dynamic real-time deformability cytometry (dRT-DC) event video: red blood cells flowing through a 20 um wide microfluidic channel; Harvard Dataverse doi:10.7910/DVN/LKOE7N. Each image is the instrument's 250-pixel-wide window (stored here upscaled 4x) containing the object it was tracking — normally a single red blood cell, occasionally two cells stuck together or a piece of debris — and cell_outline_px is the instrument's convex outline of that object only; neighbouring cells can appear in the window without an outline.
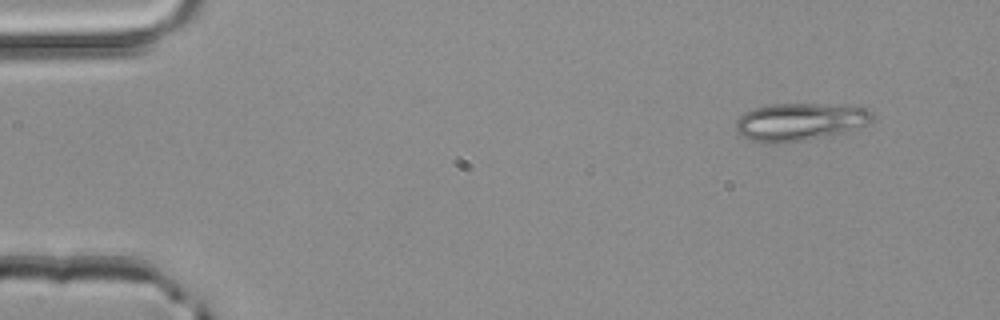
{"species": "common noctule bat (a hibernating species)", "species_latin": "Nyctalus noctula", "temperature_condition": "room temperature", "stored_images_in_passage": 4, "camera_frame_rate_fps": 3000, "um_per_image_px": 0.085, "animal": {"sex": "male", "body_mass_g": 20.4}, "frame": {"image": 1, "passage_image": 1, "time_ms": 0.0, "image_size_px": [1000, 320], "cell_outline_px": [[876, 116], [868, 124], [832, 136], [776, 144], [764, 144], [748, 140], [740, 136], [736, 132], [736, 120], [744, 112], [756, 108], [772, 104], [816, 104], [864, 108], [872, 112]], "centroid_in_image_um": [67.93, 10.39], "position_along_channel_um": 17.1, "area_um2": 30.17}}